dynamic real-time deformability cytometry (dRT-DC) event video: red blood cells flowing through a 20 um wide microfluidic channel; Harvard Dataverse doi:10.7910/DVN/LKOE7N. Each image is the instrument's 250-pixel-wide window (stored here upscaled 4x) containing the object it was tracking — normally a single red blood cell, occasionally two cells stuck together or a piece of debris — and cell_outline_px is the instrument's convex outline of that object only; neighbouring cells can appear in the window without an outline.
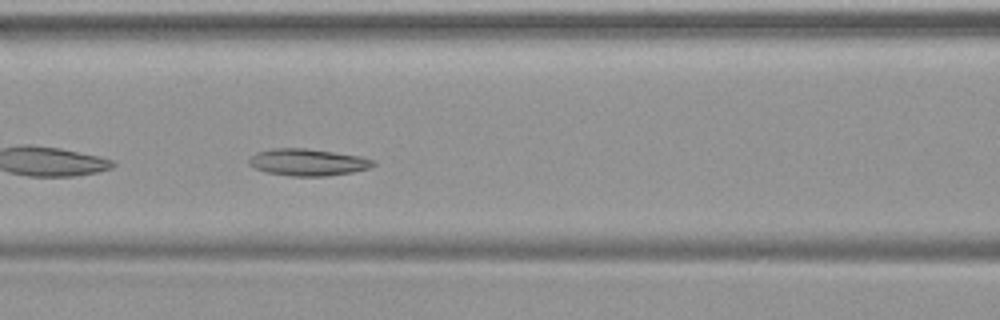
{"species": "common noctule bat (a hibernating species)", "species_latin": "Nyctalus noctula", "temperature_condition": "warm", "stored_images_in_passage": 48, "camera_frame_rate_fps": 3000, "um_per_image_px": 0.085, "animal": {"sex": "female", "body_mass_g": 19.9}, "frame": {"image": 1, "passage_image": 20, "time_ms": 6.333, "image_size_px": [1000, 320], "cell_outline_px": [[376, 164], [368, 168], [352, 172], [328, 176], [292, 176], [268, 172], [256, 168], [248, 164], [248, 160], [256, 152], [272, 148], [304, 148], [360, 156], [376, 160]], "centroid_in_image_um": [26.17, 13.79], "position_along_channel_um": 140.4, "area_um2": 19.36}}
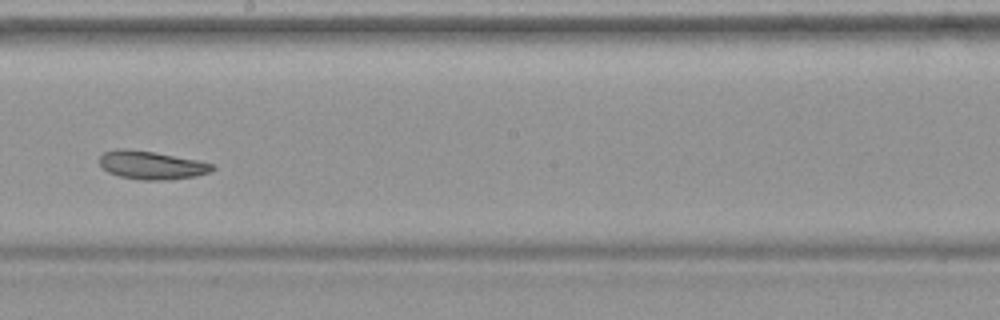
{"frame": {"image": 2, "passage_image": 27, "time_ms": 8.667, "image_size_px": [1000, 320], "cell_outline_px": [[216, 168], [208, 172], [196, 176], [168, 180], [140, 180], [120, 176], [108, 172], [100, 164], [100, 156], [104, 152], [116, 148], [128, 148], [200, 160], [212, 164]], "centroid_in_image_um": [12.87, 14.03], "position_along_channel_um": 235.3, "area_um2": 18.61}}
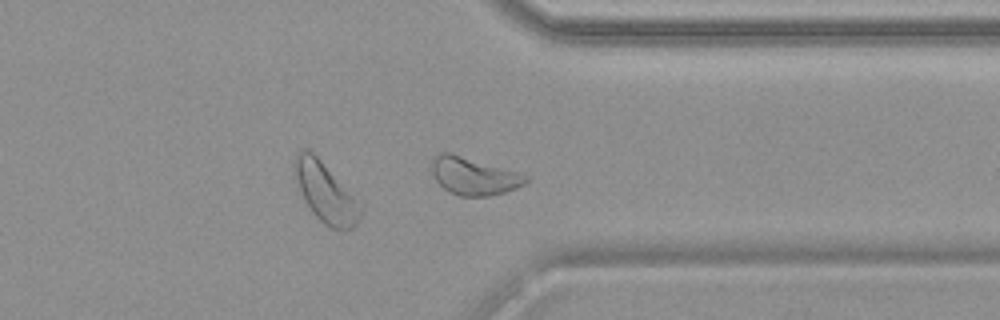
{"frame": {"image": 3, "passage_image": 37, "time_ms": 12.0, "image_size_px": [1000, 320], "cell_outline_px": [[528, 180], [524, 184], [504, 192], [488, 196], [460, 196], [448, 192], [436, 180], [432, 172], [432, 156], [440, 152], [452, 152], [520, 172], [528, 176]], "centroid_in_image_um": [40.25, 14.94], "position_along_channel_um": 371.2, "area_um2": 20.81}}